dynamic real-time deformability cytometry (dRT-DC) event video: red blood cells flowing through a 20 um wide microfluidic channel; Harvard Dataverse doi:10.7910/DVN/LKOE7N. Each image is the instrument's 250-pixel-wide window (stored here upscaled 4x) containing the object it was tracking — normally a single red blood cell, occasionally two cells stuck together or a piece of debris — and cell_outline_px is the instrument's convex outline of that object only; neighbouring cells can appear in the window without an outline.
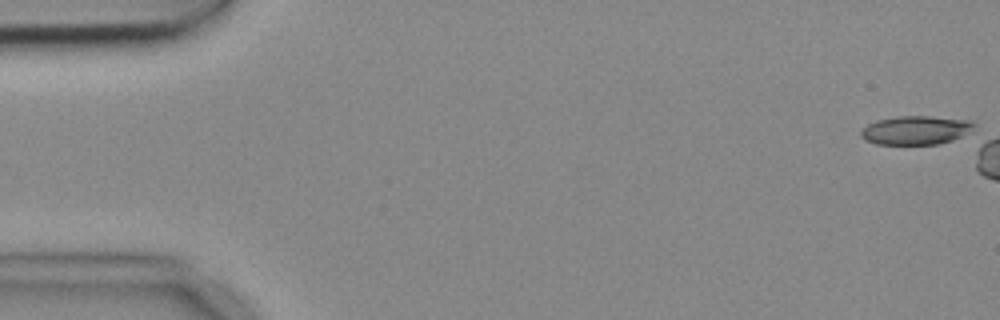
{"species": "common noctule bat (a hibernating species)", "species_latin": "Nyctalus noctula", "temperature_condition": "cold", "stored_images_in_passage": 3, "camera_frame_rate_fps": 3000, "um_per_image_px": 0.085, "animal": {"sex": "female", "body_mass_g": 18.4}, "frame": {"image": 1, "passage_image": 1, "time_ms": 0.0, "image_size_px": [1000, 320], "cell_outline_px": [[976, 124], [972, 136], [940, 144], [876, 144], [864, 140], [860, 136], [860, 132], [868, 124], [876, 120], [896, 116], [932, 116], [972, 120]], "centroid_in_image_um": [77.97, 11.07], "position_along_channel_um": 7.0, "area_um2": 19.71}}